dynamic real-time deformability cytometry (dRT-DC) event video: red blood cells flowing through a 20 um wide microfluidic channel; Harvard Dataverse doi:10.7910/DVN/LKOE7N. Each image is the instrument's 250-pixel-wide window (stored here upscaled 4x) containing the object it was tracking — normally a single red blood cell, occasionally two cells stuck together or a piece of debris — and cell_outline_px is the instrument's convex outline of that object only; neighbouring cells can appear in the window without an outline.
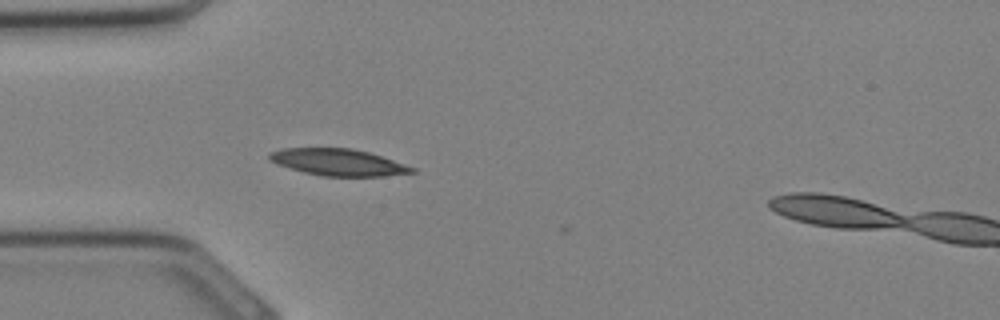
{"species": "Egyptian fruit bat (a non-hibernating species)", "species_latin": "Rousettus aegyptiacus", "temperature_condition": "cold", "stored_images_in_passage": 3, "camera_frame_rate_fps": 3000, "um_per_image_px": 0.085, "animal": {"sex": "female"}, "frame": {"image": 1, "passage_image": 2, "time_ms": 0.333, "image_size_px": [1000, 320], "cell_outline_px": [[416, 172], [384, 176], [320, 176], [304, 172], [276, 164], [268, 160], [268, 152], [284, 148], [352, 148], [368, 152], [416, 168]], "centroid_in_image_um": [28.7, 13.79], "position_along_channel_um": 56.3, "area_um2": 22.2}}